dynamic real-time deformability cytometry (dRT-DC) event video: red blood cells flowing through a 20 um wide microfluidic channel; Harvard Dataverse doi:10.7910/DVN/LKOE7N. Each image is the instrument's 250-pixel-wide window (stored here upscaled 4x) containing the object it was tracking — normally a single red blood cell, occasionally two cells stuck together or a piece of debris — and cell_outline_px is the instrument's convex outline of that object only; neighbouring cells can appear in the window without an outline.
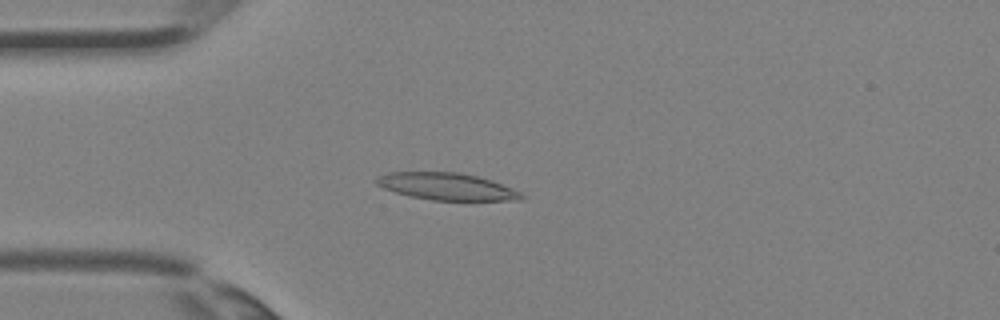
{"species": "Egyptian fruit bat (a non-hibernating species)", "species_latin": "Rousettus aegyptiacus", "temperature_condition": "room temperature", "stored_images_in_passage": 3, "camera_frame_rate_fps": 3000, "um_per_image_px": 0.085, "animal": {"sex": "female"}, "frame": {"image": 1, "passage_image": 2, "time_ms": 0.333, "image_size_px": [1000, 320], "cell_outline_px": [[524, 196], [520, 200], [432, 200], [412, 196], [396, 192], [384, 188], [376, 184], [376, 176], [388, 172], [456, 172], [476, 176], [492, 180], [512, 188], [520, 192]], "centroid_in_image_um": [37.96, 15.84], "position_along_channel_um": 47.0, "area_um2": 22.66}}